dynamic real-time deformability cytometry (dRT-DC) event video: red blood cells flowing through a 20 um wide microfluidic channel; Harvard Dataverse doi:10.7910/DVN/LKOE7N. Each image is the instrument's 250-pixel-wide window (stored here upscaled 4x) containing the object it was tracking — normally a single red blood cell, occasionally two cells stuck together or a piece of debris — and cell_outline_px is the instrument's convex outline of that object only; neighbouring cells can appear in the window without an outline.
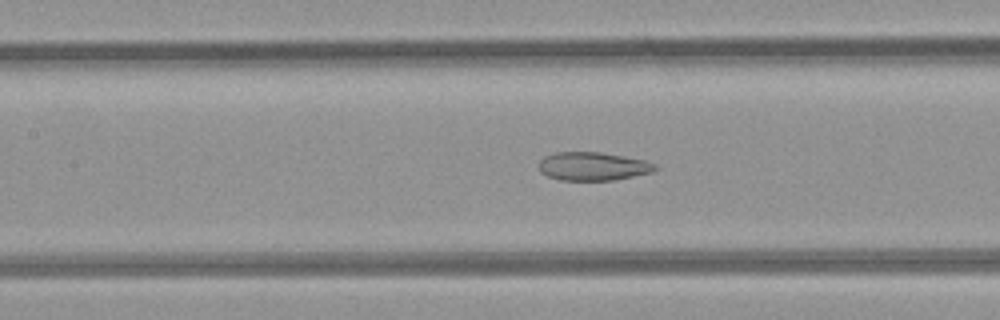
{"species": "common noctule bat (a hibernating species)", "species_latin": "Nyctalus noctula", "temperature_condition": "room temperature", "stored_images_in_passage": 38, "camera_frame_rate_fps": 3000, "um_per_image_px": 0.085, "animal": {"sex": "female", "body_mass_g": 21.9}, "frame": {"image": 1, "passage_image": 18, "time_ms": 5.667, "image_size_px": [1000, 320], "cell_outline_px": [[660, 168], [652, 172], [616, 180], [560, 180], [548, 176], [540, 172], [540, 160], [544, 156], [556, 152], [600, 152], [624, 156], [644, 160], [656, 164]], "centroid_in_image_um": [50.43, 14.13], "position_along_channel_um": 157.0, "area_um2": 19.31}}
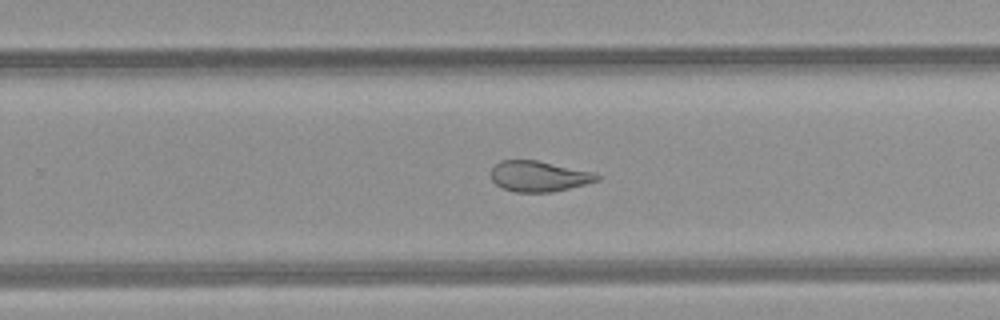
{"frame": {"image": 2, "passage_image": 27, "time_ms": 8.667, "image_size_px": [1000, 320], "cell_outline_px": [[600, 180], [552, 192], [516, 192], [504, 188], [496, 184], [492, 180], [492, 168], [500, 160], [536, 160], [596, 172], [600, 176]], "centroid_in_image_um": [45.83, 14.97], "position_along_channel_um": 284.0, "area_um2": 18.84}}
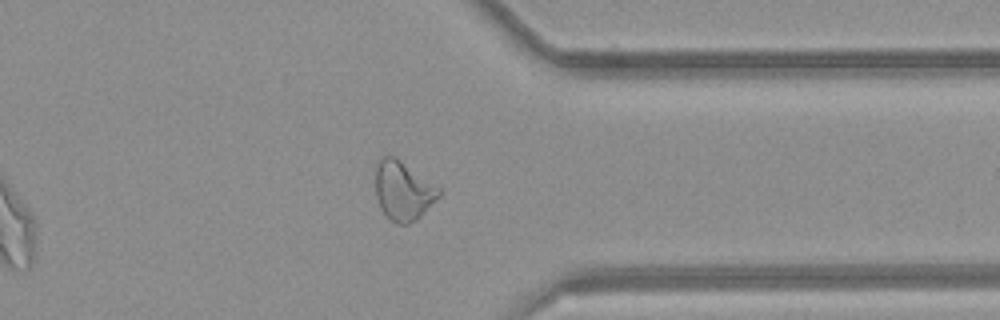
{"frame": {"image": 3, "passage_image": 34, "time_ms": 11.0, "image_size_px": [1000, 320], "cell_outline_px": [[440, 196], [420, 216], [408, 224], [396, 224], [380, 208], [376, 196], [376, 160], [380, 156], [396, 156], [440, 188]], "centroid_in_image_um": [34.25, 16.17], "position_along_channel_um": 377.2, "area_um2": 21.79}, "authors_computed_cell_mechanics": {"area_um2": 21.5594, "velocity_mm_per_s": 4.2526, "shape_relaxation_time_tau1_ms": null, "shape_relaxation_time_tau2_ms": 2.1573, "deformation_change_tau1": null, "deformation_change_tau2": 0.0958}}